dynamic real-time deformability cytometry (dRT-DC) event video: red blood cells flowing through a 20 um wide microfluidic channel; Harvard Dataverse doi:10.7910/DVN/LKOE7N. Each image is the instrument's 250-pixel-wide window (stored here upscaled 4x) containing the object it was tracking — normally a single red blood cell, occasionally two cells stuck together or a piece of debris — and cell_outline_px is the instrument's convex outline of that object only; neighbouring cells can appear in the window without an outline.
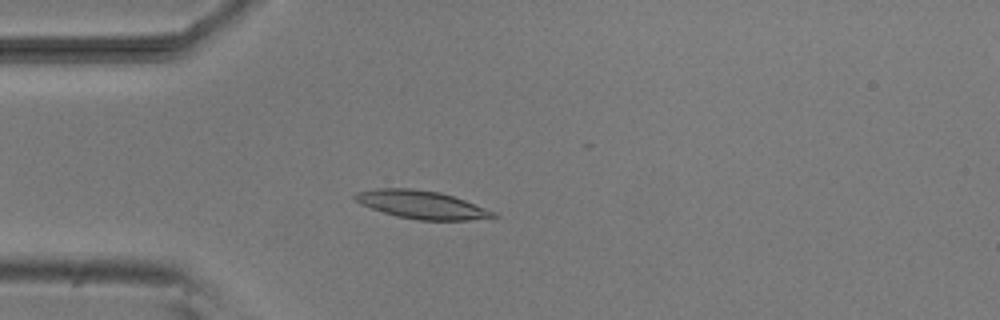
{"species": "common noctule bat (a hibernating species)", "species_latin": "Nyctalus noctula", "temperature_condition": "room temperature", "stored_images_in_passage": 33, "camera_frame_rate_fps": 3000, "um_per_image_px": 0.085, "animal": {"sex": "male", "body_mass_g": 20.5, "forearm_length_mm": 52.5}, "frame": {"image": 1, "passage_image": 4, "time_ms": 1.0, "image_size_px": [1000, 320], "cell_outline_px": [[500, 216], [468, 220], [416, 220], [396, 216], [360, 204], [352, 196], [356, 192], [376, 188], [412, 188], [440, 192], [464, 200], [496, 212]], "centroid_in_image_um": [35.82, 17.39], "position_along_channel_um": 49.2, "area_um2": 22.54}}
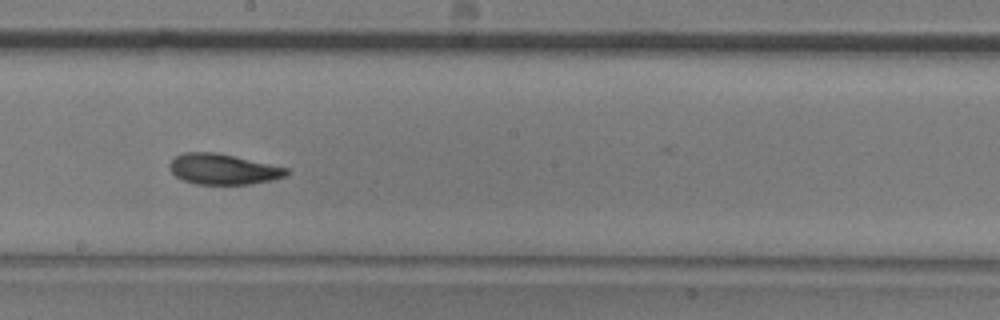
{"frame": {"image": 2, "passage_image": 19, "time_ms": 6.0, "image_size_px": [1000, 320], "cell_outline_px": [[292, 172], [284, 176], [272, 180], [252, 184], [196, 184], [184, 180], [176, 176], [168, 168], [168, 164], [176, 156], [184, 152], [216, 152], [288, 168]], "centroid_in_image_um": [18.96, 14.38], "position_along_channel_um": 229.2, "area_um2": 20.81}}
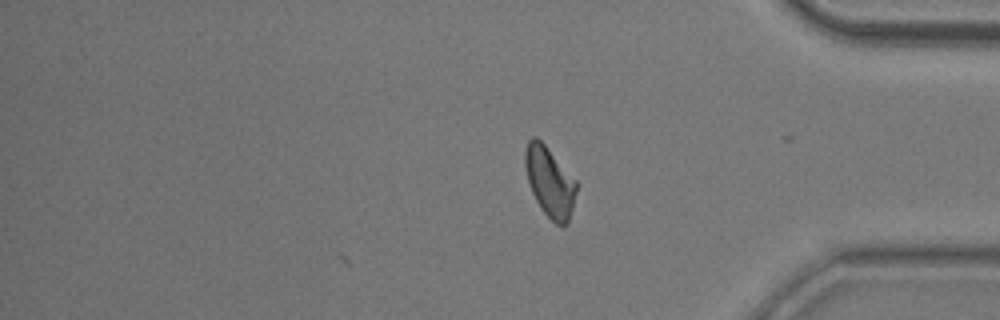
{"frame": {"image": 3, "passage_image": 33, "time_ms": 10.667, "image_size_px": [1000, 320], "cell_outline_px": [[580, 184], [568, 220], [564, 224], [556, 224], [540, 208], [532, 192], [528, 180], [524, 164], [524, 152], [528, 140], [532, 136], [536, 136], [544, 144]], "centroid_in_image_um": [46.73, 15.42], "position_along_channel_um": 388.5, "area_um2": 20.87}, "authors_computed_cell_mechanics": {"area_um2": 20.9236, "velocity_mm_per_s": 3.812, "shape_relaxation_time_tau1_ms": 5.7914, "shape_relaxation_time_tau2_ms": 3.733, "deformation_change_tau1": 0.1691, "deformation_change_tau2": 0.0893}}